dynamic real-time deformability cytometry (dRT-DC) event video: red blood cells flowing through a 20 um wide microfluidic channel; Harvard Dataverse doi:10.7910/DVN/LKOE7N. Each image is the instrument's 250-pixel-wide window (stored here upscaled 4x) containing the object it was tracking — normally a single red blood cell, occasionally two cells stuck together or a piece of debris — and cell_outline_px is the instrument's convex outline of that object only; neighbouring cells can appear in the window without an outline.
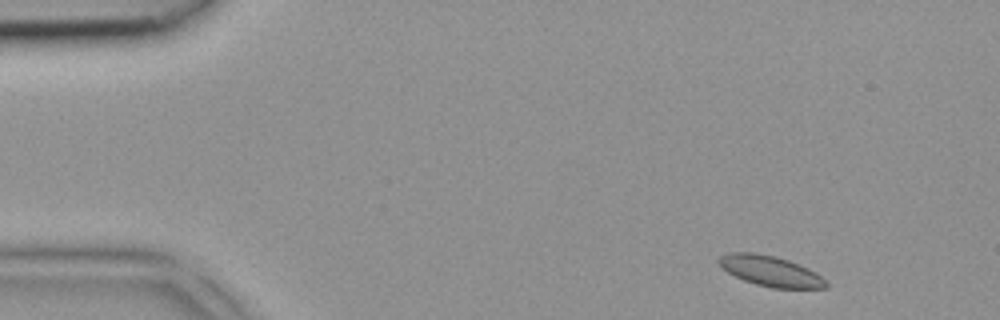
{"species": "common noctule bat (a hibernating species)", "species_latin": "Nyctalus noctula", "temperature_condition": "room temperature", "stored_images_in_passage": 3, "camera_frame_rate_fps": 3000, "um_per_image_px": 0.085, "animal": {"sex": "female", "body_mass_g": 18.4}, "frame": {"image": 1, "passage_image": 1, "time_ms": 0.0, "image_size_px": [1000, 320], "cell_outline_px": [[828, 284], [824, 288], [772, 288], [756, 284], [744, 280], [728, 272], [716, 260], [720, 256], [728, 252], [756, 252], [776, 256], [788, 260], [808, 268], [816, 272]], "centroid_in_image_um": [65.47, 23.02], "position_along_channel_um": 19.5, "area_um2": 18.9}}
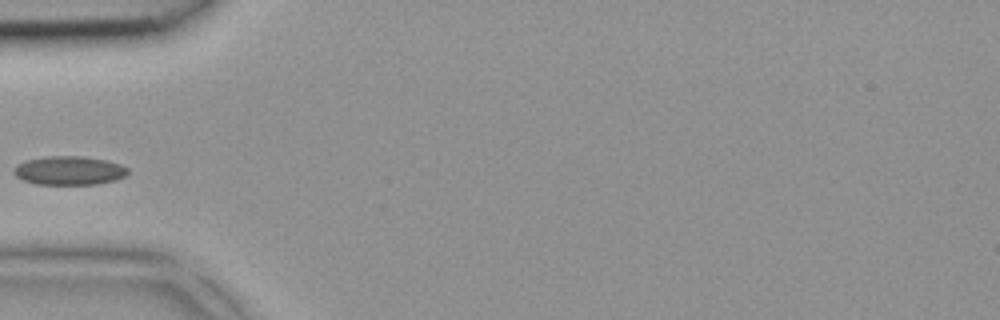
{"frame": {"image": 2, "passage_image": 3, "time_ms": 0.667, "image_size_px": [1000, 320], "cell_outline_px": [[128, 172], [124, 176], [116, 180], [96, 184], [36, 184], [24, 180], [16, 176], [12, 172], [12, 168], [16, 164], [28, 160], [48, 156], [80, 156], [104, 160], [120, 164], [128, 168]], "centroid_in_image_um": [5.85, 14.5], "position_along_channel_um": 79.2, "area_um2": 19.02}}